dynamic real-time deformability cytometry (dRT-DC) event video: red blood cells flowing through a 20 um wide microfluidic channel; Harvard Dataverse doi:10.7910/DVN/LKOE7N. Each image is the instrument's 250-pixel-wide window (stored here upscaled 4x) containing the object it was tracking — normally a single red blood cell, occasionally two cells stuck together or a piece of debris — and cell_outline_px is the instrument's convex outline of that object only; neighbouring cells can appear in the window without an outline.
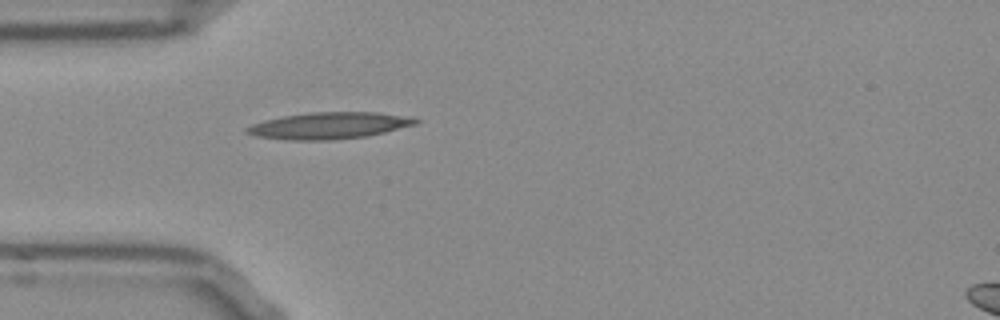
{"species": "Egyptian fruit bat (a non-hibernating species)", "species_latin": "Rousettus aegyptiacus", "temperature_condition": "room temperature", "stored_images_in_passage": 39, "camera_frame_rate_fps": 3000, "um_per_image_px": 0.085, "frame": {"image": 1, "passage_image": 1, "time_ms": 0.0, "image_size_px": [1000, 320], "cell_outline_px": [[420, 120], [416, 124], [368, 136], [332, 140], [296, 140], [256, 136], [244, 132], [244, 128], [252, 124], [264, 120], [284, 116], [308, 112], [376, 112], [412, 116]], "centroid_in_image_um": [27.99, 10.67], "position_along_channel_um": 57.0, "area_um2": 26.24}}
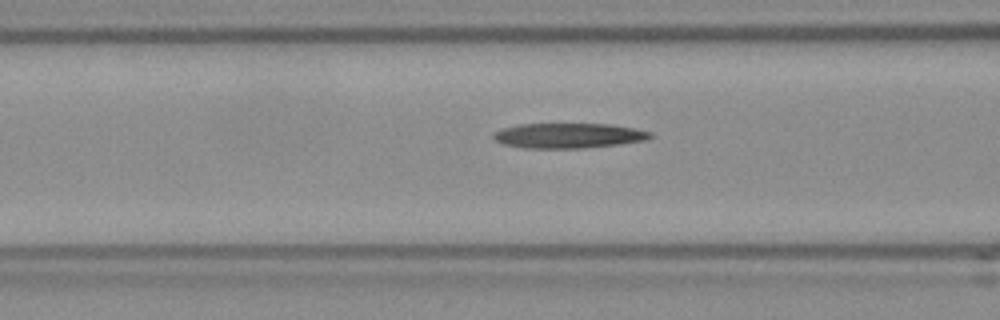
{"frame": {"image": 2, "passage_image": 6, "time_ms": 1.667, "image_size_px": [1000, 320], "cell_outline_px": [[656, 136], [644, 140], [620, 144], [584, 148], [524, 148], [504, 144], [496, 140], [492, 136], [492, 132], [500, 128], [520, 124], [608, 124], [636, 128], [652, 132]], "centroid_in_image_um": [48.33, 11.52], "position_along_channel_um": 118.3, "area_um2": 23.06}}
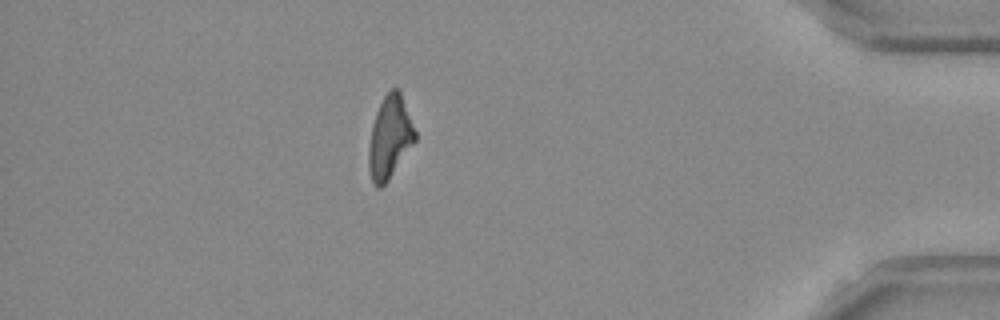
{"frame": {"image": 3, "passage_image": 32, "time_ms": 10.333, "image_size_px": [1000, 320], "cell_outline_px": [[416, 140], [388, 180], [380, 188], [376, 188], [372, 180], [368, 168], [368, 148], [372, 124], [376, 112], [384, 96], [392, 88], [400, 88], [416, 132]], "centroid_in_image_um": [33.13, 11.66], "position_along_channel_um": 402.1, "area_um2": 22.31}, "authors_computed_cell_mechanics": {"area_um2": 22.5998, "velocity_mm_per_s": 3.8203, "shape_relaxation_time_tau1_ms": null, "shape_relaxation_time_tau2_ms": 3.7015, "deformation_change_tau1": null, "deformation_change_tau2": 0.1635}}